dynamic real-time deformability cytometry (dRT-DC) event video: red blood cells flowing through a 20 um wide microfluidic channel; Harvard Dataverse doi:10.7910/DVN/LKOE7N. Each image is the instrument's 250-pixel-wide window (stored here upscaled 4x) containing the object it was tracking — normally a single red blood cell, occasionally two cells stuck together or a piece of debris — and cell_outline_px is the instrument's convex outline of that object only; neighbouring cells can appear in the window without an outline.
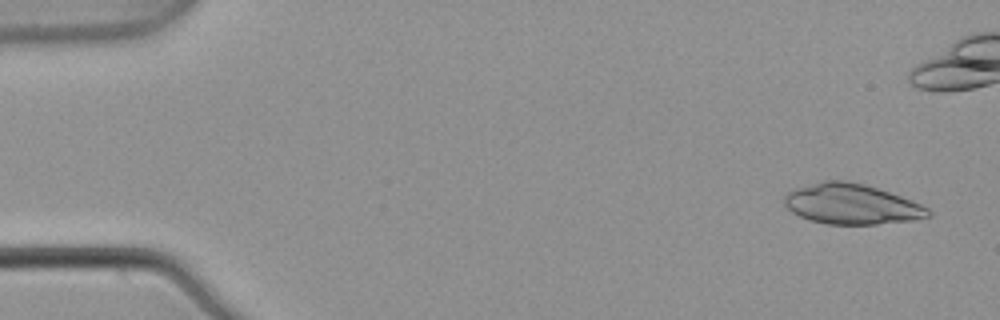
{"species": "common noctule bat (a hibernating species)", "species_latin": "Nyctalus noctula", "temperature_condition": "warm", "stored_images_in_passage": 6, "camera_frame_rate_fps": 3000, "um_per_image_px": 0.085, "animal": {"sex": "male", "body_mass_g": 21.5, "forearm_length_mm": 52.0}, "frame": {"image": 1, "passage_image": 1, "time_ms": 0.0, "image_size_px": [1000, 320], "cell_outline_px": [[932, 216], [912, 220], [876, 224], [828, 224], [808, 220], [792, 212], [784, 204], [784, 192], [796, 188], [824, 180], [844, 180], [864, 184], [900, 196], [920, 204], [928, 208], [932, 212]], "centroid_in_image_um": [72.35, 17.35], "position_along_channel_um": 12.6, "area_um2": 33.7}}